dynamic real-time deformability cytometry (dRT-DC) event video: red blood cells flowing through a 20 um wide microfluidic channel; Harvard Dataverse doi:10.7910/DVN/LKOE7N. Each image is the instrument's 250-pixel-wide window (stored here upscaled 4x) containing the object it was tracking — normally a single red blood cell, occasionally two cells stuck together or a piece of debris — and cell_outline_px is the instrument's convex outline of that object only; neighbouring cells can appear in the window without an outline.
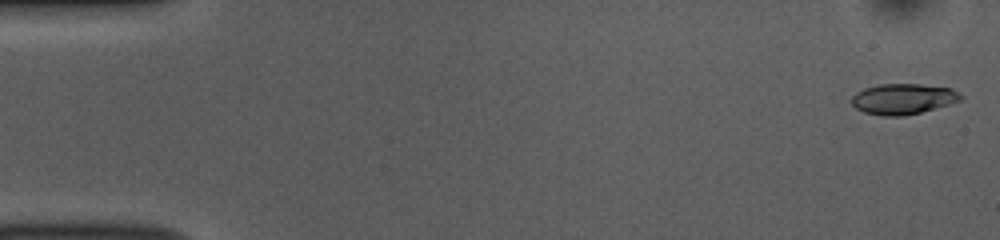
{"species": "common noctule bat (a hibernating species)", "species_latin": "Nyctalus noctula", "temperature_condition": "room temperature", "stored_images_in_passage": 51, "camera_frame_rate_fps": 3000, "um_per_image_px": 0.085, "animal": {"sex": "female", "body_mass_g": 10.0, "forearm_length_mm": 53.1}, "frame": {"image": 1, "passage_image": 1, "time_ms": 0.0, "image_size_px": [1000, 240], "cell_outline_px": [[964, 96], [960, 100], [948, 104], [920, 112], [904, 116], [884, 116], [864, 112], [856, 108], [852, 104], [852, 96], [856, 92], [864, 88], [880, 84], [920, 84], [952, 88], [960, 92]], "centroid_in_image_um": [76.76, 8.4], "position_along_channel_um": 8.2, "area_um2": 19.42}}
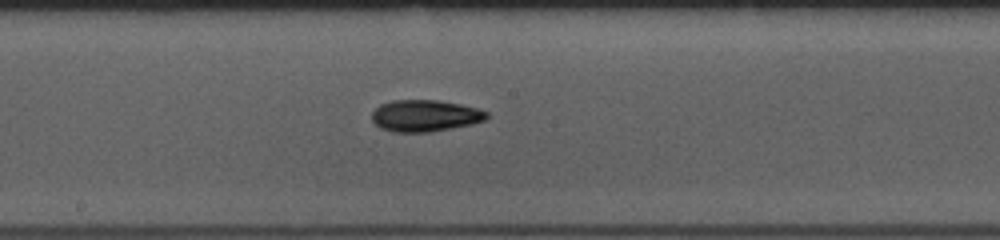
{"frame": {"image": 2, "passage_image": 27, "time_ms": 8.667, "image_size_px": [1000, 240], "cell_outline_px": [[488, 116], [484, 120], [472, 124], [452, 128], [428, 132], [392, 132], [380, 128], [372, 120], [372, 112], [380, 104], [392, 100], [436, 100], [460, 104], [476, 108], [488, 112]], "centroid_in_image_um": [36.1, 9.84], "position_along_channel_um": 212.1, "area_um2": 21.15}}
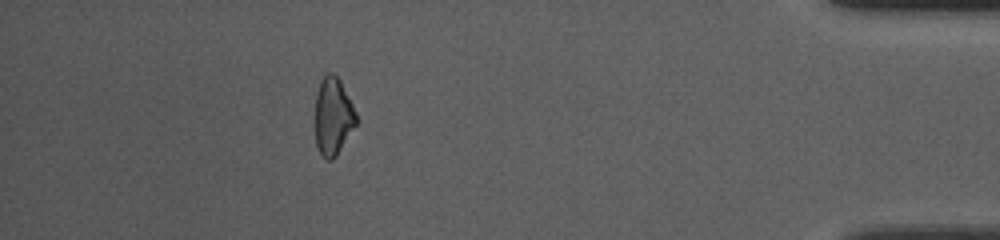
{"frame": {"image": 3, "passage_image": 46, "time_ms": 15.0, "image_size_px": [1000, 240], "cell_outline_px": [[356, 124], [336, 156], [332, 160], [328, 160], [320, 152], [316, 144], [316, 92], [320, 80], [328, 72], [332, 72], [340, 80], [356, 112]], "centroid_in_image_um": [28.3, 9.86], "position_along_channel_um": 406.9, "area_um2": 18.26}, "authors_computed_cell_mechanics": {"area_um2": 19.8254, "velocity_mm_per_s": 3.8765, "shape_relaxation_time_tau1_ms": 5.0039, "shape_relaxation_time_tau2_ms": 5.7933, "deformation_change_tau1": 0.1349, "deformation_change_tau2": 0.1274}}